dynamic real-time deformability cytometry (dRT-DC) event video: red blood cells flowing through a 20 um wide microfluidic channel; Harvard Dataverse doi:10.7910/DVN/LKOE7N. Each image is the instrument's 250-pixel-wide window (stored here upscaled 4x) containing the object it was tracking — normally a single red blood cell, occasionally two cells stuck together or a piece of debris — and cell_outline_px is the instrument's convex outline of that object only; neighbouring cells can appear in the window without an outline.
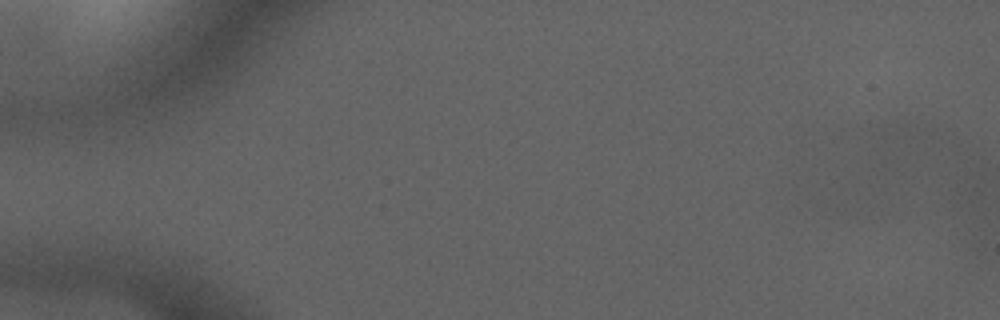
{"species": "common noctule bat (a hibernating species)", "species_latin": "Nyctalus noctula", "temperature_condition": "cold", "stored_images_in_passage": 5, "camera_frame_rate_fps": 3000, "um_per_image_px": 0.085, "animal": {"sex": "male", "forearm_length_mm": 52.5}, "frame": {"image": 1, "passage_image": 2, "time_ms": 1.333, "image_size_px": [1000, 320], "cell_outline_px": [[956, 152], [912, 176], [880, 184], [876, 180], [868, 128], [904, 124], [928, 124], [936, 128], [956, 144]], "centroid_in_image_um": [77.1, 12.75], "position_along_channel_um": 7.9, "area_um2": 26.7}}